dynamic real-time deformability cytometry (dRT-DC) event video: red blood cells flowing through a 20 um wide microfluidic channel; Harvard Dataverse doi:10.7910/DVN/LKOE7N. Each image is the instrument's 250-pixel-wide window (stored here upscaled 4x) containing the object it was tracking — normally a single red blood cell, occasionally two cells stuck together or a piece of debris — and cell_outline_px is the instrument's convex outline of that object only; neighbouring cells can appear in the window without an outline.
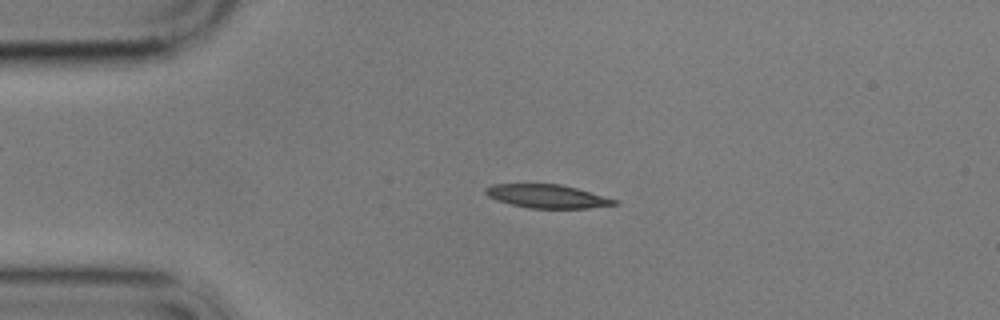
{"species": "common noctule bat (a hibernating species)", "species_latin": "Nyctalus noctula", "temperature_condition": "cold", "stored_images_in_passage": 2, "camera_frame_rate_fps": 3000, "um_per_image_px": 0.085, "animal": {"sex": "male", "body_mass_g": 17.9}, "frame": {"image": 1, "passage_image": 1, "time_ms": 0.0, "image_size_px": [1000, 320], "cell_outline_px": [[620, 204], [588, 208], [528, 208], [496, 200], [488, 196], [484, 192], [484, 188], [492, 184], [560, 184], [576, 188], [616, 200]], "centroid_in_image_um": [46.47, 16.68], "position_along_channel_um": 38.5, "area_um2": 17.46}}